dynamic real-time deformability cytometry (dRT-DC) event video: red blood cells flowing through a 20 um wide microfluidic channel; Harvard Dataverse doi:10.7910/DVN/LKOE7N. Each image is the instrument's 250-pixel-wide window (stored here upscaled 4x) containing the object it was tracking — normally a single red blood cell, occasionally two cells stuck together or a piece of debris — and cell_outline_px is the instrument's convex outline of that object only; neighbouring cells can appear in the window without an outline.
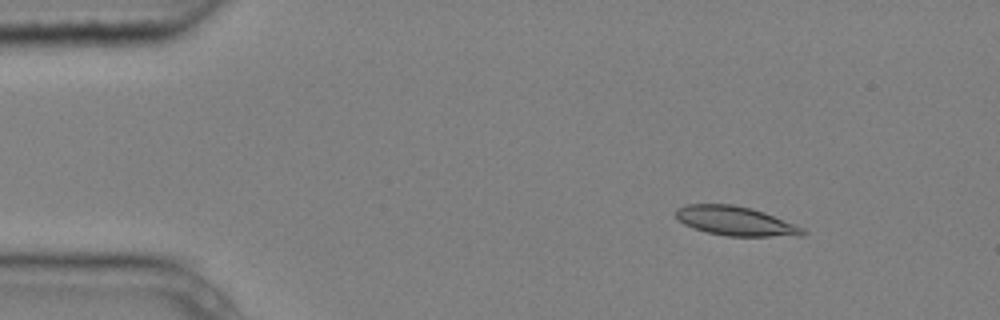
{"species": "common noctule bat (a hibernating species)", "species_latin": "Nyctalus noctula", "temperature_condition": "cold", "stored_images_in_passage": 5, "camera_frame_rate_fps": 3000, "um_per_image_px": 0.085, "animal": {"sex": "male", "body_mass_g": 20.4}, "frame": {"image": 1, "passage_image": 2, "time_ms": 0.333, "image_size_px": [1000, 320], "cell_outline_px": [[808, 232], [804, 236], [728, 236], [708, 232], [692, 228], [684, 224], [676, 216], [676, 208], [688, 204], [732, 204], [752, 208], [764, 212], [804, 228]], "centroid_in_image_um": [62.54, 18.79], "position_along_channel_um": 22.5, "area_um2": 21.62}}
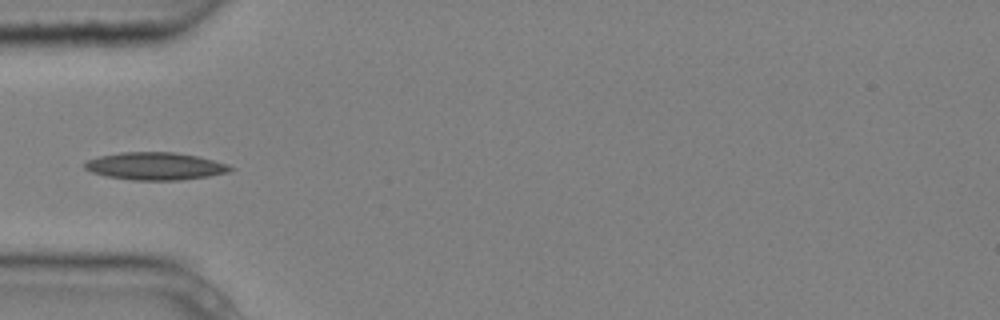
{"frame": {"image": 2, "passage_image": 5, "time_ms": 1.333, "image_size_px": [1000, 320], "cell_outline_px": [[236, 168], [232, 172], [208, 176], [180, 180], [132, 180], [108, 176], [92, 172], [84, 168], [84, 164], [88, 160], [100, 156], [120, 152], [172, 152], [196, 156], [228, 164]], "centroid_in_image_um": [13.24, 14.12], "position_along_channel_um": 71.8, "area_um2": 23.29}}